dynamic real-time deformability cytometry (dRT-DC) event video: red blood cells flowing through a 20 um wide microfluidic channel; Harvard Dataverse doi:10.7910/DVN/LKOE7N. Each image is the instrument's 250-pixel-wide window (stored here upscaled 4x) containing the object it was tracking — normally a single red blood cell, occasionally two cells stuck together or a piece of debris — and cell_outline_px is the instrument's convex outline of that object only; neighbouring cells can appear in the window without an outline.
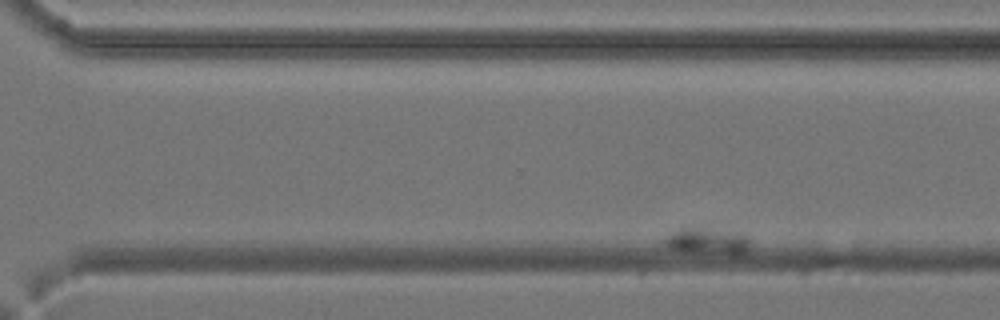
{"species": "common noctule bat (a hibernating species)", "species_latin": "Nyctalus noctula", "temperature_condition": "cold", "stored_images_in_passage": 44, "camera_frame_rate_fps": 3000, "um_per_image_px": 0.085, "animal": {"sex": "female", "body_mass_g": 24.6, "forearm_length_mm": 56.2}, "frame": {"image": 1, "passage_image": 30, "time_ms": 37.333, "image_size_px": [1000, 320], "cell_outline_px": [[748, 248], [744, 252], [736, 256], [680, 252], [668, 248], [664, 244], [664, 240], [672, 232], [680, 228], [704, 228], [744, 236], [748, 240]], "centroid_in_image_um": [60.04, 20.57], "position_along_channel_um": 310.6, "area_um2": 13.06}}
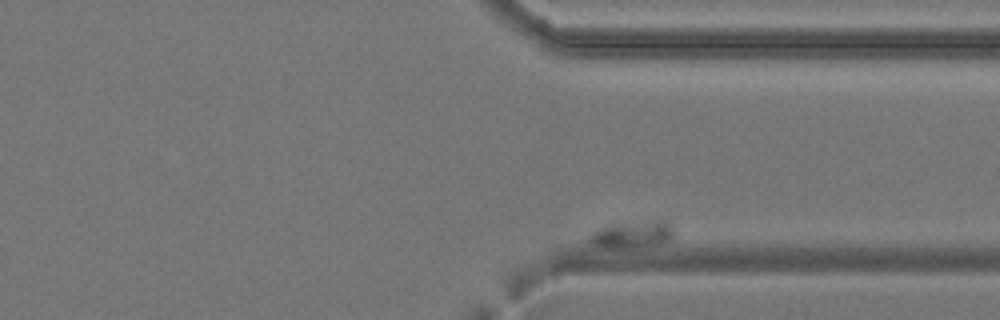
{"frame": {"image": 2, "passage_image": 43, "time_ms": 53.667, "image_size_px": [1000, 320], "cell_outline_px": [[672, 236], [668, 240], [660, 244], [620, 248], [604, 248], [588, 244], [588, 236], [600, 228], [608, 224], [652, 220], [668, 220], [672, 224]], "centroid_in_image_um": [53.71, 19.92], "position_along_channel_um": 357.7, "area_um2": 13.47}}